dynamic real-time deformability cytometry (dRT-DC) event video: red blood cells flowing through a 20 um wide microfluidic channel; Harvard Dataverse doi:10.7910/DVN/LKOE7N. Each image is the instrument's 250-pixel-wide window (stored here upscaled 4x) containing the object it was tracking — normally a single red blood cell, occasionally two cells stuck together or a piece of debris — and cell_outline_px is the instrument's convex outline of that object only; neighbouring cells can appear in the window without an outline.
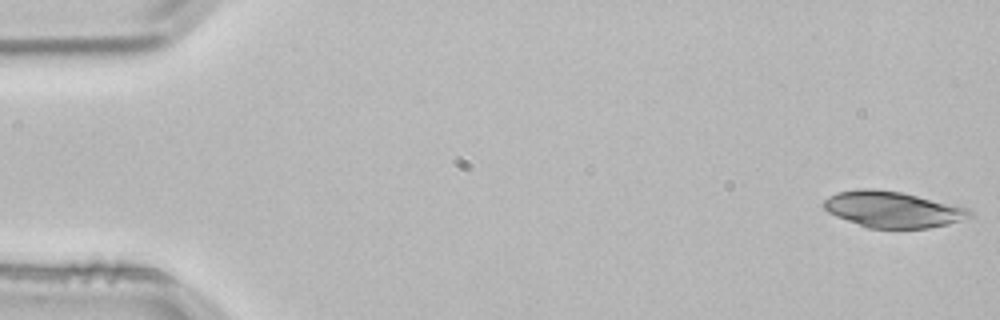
{"species": "common noctule bat (a hibernating species)", "species_latin": "Nyctalus noctula", "temperature_condition": "room temperature", "stored_images_in_passage": 4, "camera_frame_rate_fps": 3000, "um_per_image_px": 0.085, "animal": {"sex": "male", "body_mass_g": 21.5, "forearm_length_mm": 52.0}, "frame": {"image": 1, "passage_image": 1, "time_ms": 0.0, "image_size_px": [1000, 320], "cell_outline_px": [[972, 216], [948, 224], [928, 228], [868, 228], [836, 216], [828, 212], [820, 204], [828, 196], [836, 192], [860, 188], [872, 188], [904, 192], [956, 204], [968, 208], [972, 212]], "centroid_in_image_um": [75.87, 17.78], "position_along_channel_um": 9.1, "area_um2": 31.1}}